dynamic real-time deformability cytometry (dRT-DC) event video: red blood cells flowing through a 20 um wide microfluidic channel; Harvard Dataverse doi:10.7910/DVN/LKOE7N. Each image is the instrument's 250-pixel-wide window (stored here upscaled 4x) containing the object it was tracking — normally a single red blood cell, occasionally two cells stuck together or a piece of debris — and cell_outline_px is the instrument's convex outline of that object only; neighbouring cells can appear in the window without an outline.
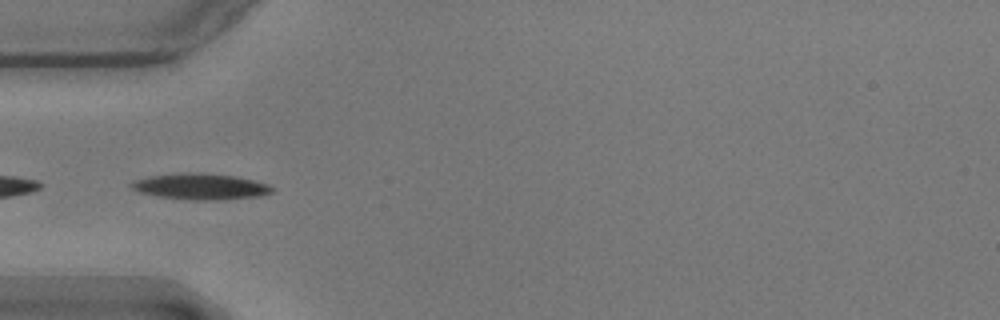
{"species": "common noctule bat (a hibernating species)", "species_latin": "Nyctalus noctula", "temperature_condition": "warm", "stored_images_in_passage": 40, "camera_frame_rate_fps": 3000, "um_per_image_px": 0.085, "animal": {"sex": "male", "body_mass_g": 17.9}, "frame": {"image": 1, "passage_image": 1, "time_ms": 0.0, "image_size_px": [1000, 320], "cell_outline_px": [[276, 188], [272, 192], [260, 196], [208, 200], [196, 200], [160, 196], [140, 192], [132, 188], [132, 184], [136, 180], [152, 176], [188, 172], [232, 176], [252, 180], [268, 184]], "centroid_in_image_um": [17.1, 15.86], "position_along_channel_um": 67.9, "area_um2": 20.63}}
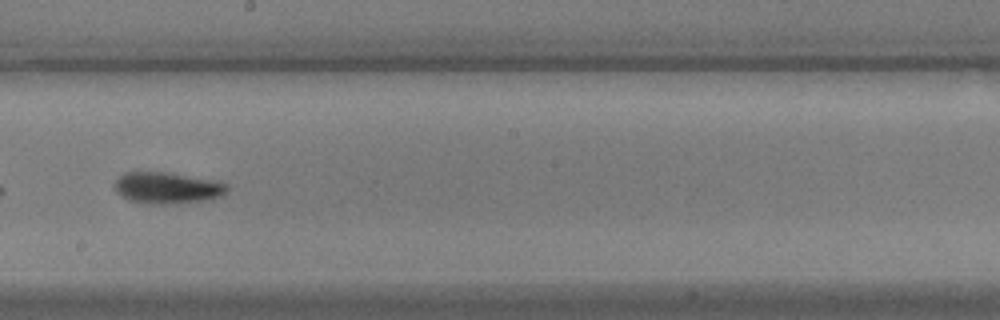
{"frame": {"image": 2, "passage_image": 15, "time_ms": 4.667, "image_size_px": [1000, 320], "cell_outline_px": [[228, 188], [220, 196], [212, 200], [176, 204], [152, 204], [128, 200], [116, 188], [116, 180], [120, 176], [128, 172], [164, 172], [208, 180], [224, 184]], "centroid_in_image_um": [14.22, 16.0], "position_along_channel_um": 234.0, "area_um2": 20.0}}
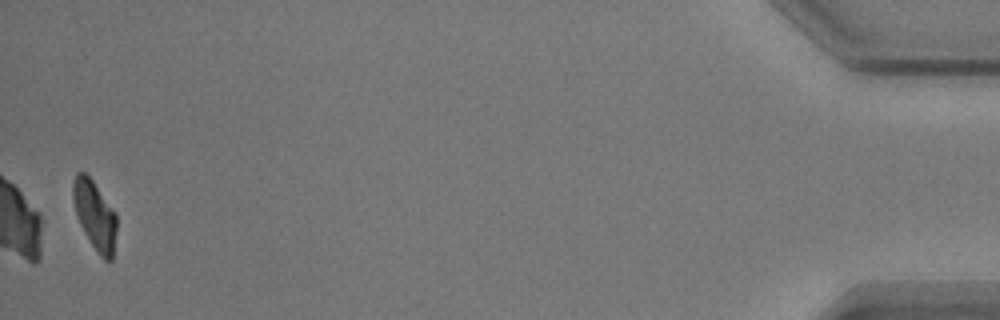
{"frame": {"image": 3, "passage_image": 39, "time_ms": 12.667, "image_size_px": [1000, 320], "cell_outline_px": [[116, 228], [112, 260], [104, 260], [100, 256], [84, 232], [80, 224], [76, 212], [72, 196], [72, 184], [76, 172], [84, 172], [92, 180], [116, 212]], "centroid_in_image_um": [8.05, 18.27], "position_along_channel_um": 427.1, "area_um2": 17.28}}